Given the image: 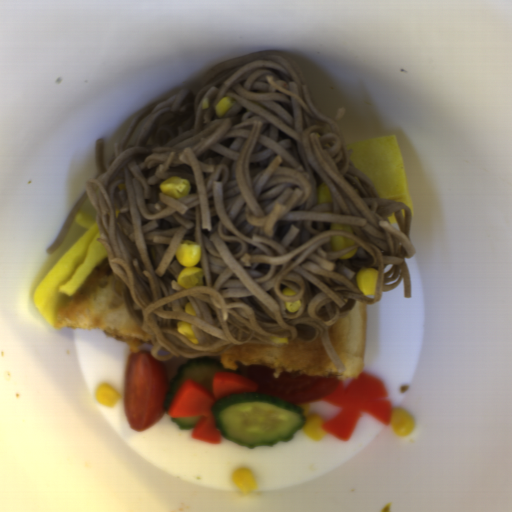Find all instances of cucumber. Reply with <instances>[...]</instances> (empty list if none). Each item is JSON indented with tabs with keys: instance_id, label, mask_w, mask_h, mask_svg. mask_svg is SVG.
I'll return each mask as SVG.
<instances>
[{
	"instance_id": "1",
	"label": "cucumber",
	"mask_w": 512,
	"mask_h": 512,
	"mask_svg": "<svg viewBox=\"0 0 512 512\" xmlns=\"http://www.w3.org/2000/svg\"><path fill=\"white\" fill-rule=\"evenodd\" d=\"M211 412L222 437L249 450L289 443L306 422L297 405L246 391L224 397Z\"/></svg>"
},
{
	"instance_id": "2",
	"label": "cucumber",
	"mask_w": 512,
	"mask_h": 512,
	"mask_svg": "<svg viewBox=\"0 0 512 512\" xmlns=\"http://www.w3.org/2000/svg\"><path fill=\"white\" fill-rule=\"evenodd\" d=\"M217 372H227L238 375L240 373L237 370L224 368L221 361L216 357L206 355L187 361L177 369L176 374L171 378L168 385V392L163 403V409L169 411L174 397L186 380H196L203 384L209 392H212V381Z\"/></svg>"
},
{
	"instance_id": "3",
	"label": "cucumber",
	"mask_w": 512,
	"mask_h": 512,
	"mask_svg": "<svg viewBox=\"0 0 512 512\" xmlns=\"http://www.w3.org/2000/svg\"><path fill=\"white\" fill-rule=\"evenodd\" d=\"M199 417H172L171 420L178 425L179 430L193 429L197 422L200 420Z\"/></svg>"
}]
</instances>
